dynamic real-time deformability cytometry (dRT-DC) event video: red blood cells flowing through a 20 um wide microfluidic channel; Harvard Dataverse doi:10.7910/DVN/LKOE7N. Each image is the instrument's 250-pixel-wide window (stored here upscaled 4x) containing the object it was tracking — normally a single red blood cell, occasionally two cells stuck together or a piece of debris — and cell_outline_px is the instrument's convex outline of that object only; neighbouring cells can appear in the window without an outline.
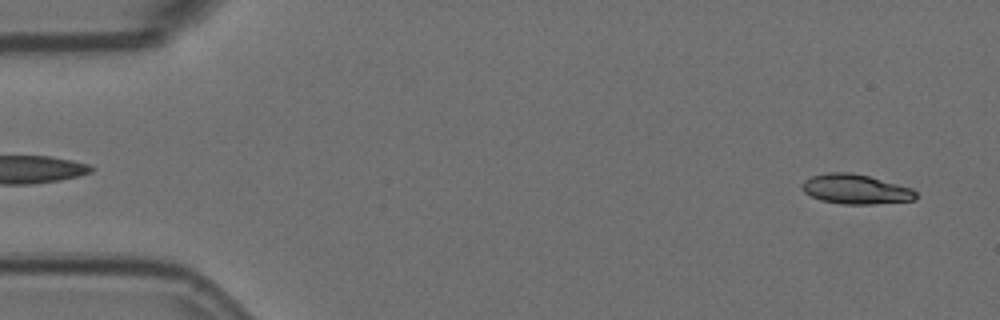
{"species": "Egyptian fruit bat (a non-hibernating species)", "species_latin": "Rousettus aegyptiacus", "temperature_condition": "room temperature", "stored_images_in_passage": 55, "camera_frame_rate_fps": 3000, "um_per_image_px": 0.085, "animal": {"sex": "female"}, "frame": {"image": 1, "passage_image": 2, "time_ms": 0.333, "image_size_px": [1000, 320], "cell_outline_px": [[916, 200], [872, 204], [844, 204], [820, 200], [804, 192], [800, 188], [800, 184], [804, 180], [812, 176], [828, 172], [852, 172], [868, 176], [912, 188], [916, 192]], "centroid_in_image_um": [72.7, 16.08], "position_along_channel_um": 12.3, "area_um2": 19.71}}
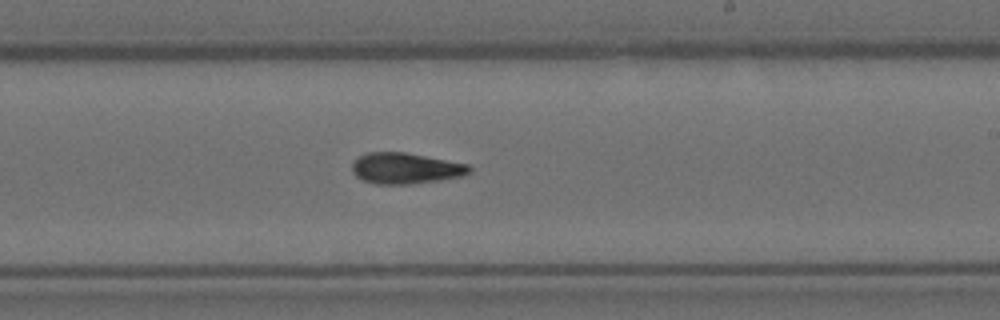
{"frame": {"image": 2, "passage_image": 32, "time_ms": 10.333, "image_size_px": [1000, 320], "cell_outline_px": [[472, 172], [464, 176], [440, 180], [412, 184], [376, 184], [360, 180], [352, 172], [352, 160], [368, 152], [404, 152], [468, 164], [472, 168]], "centroid_in_image_um": [34.46, 14.31], "position_along_channel_um": 254.5, "area_um2": 21.39}}
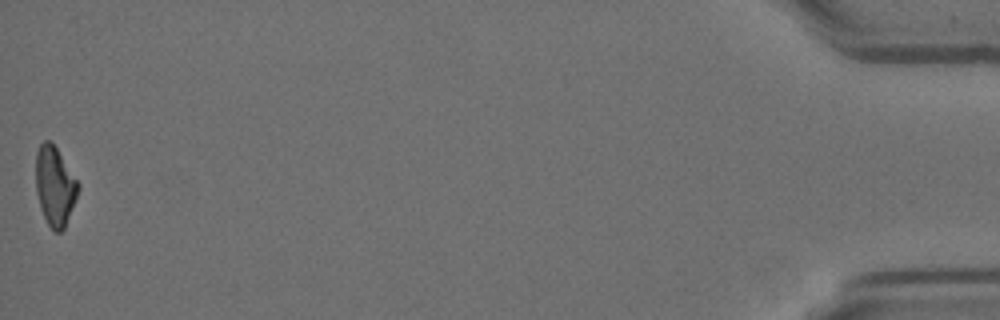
{"frame": {"image": 3, "passage_image": 55, "time_ms": 18.0, "image_size_px": [1000, 320], "cell_outline_px": [[80, 188], [64, 228], [60, 232], [56, 232], [48, 224], [40, 208], [36, 192], [36, 152], [40, 144], [44, 140], [48, 140], [56, 148], [80, 184]], "centroid_in_image_um": [4.66, 15.81], "position_along_channel_um": 430.5, "area_um2": 19.31}, "authors_computed_cell_mechanics": {"area_um2": 20.6924, "velocity_mm_per_s": 3.6024, "shape_relaxation_time_tau1_ms": 7.0645, "shape_relaxation_time_tau2_ms": 5.1202, "deformation_change_tau1": 0.2004, "deformation_change_tau2": 0.1239}}